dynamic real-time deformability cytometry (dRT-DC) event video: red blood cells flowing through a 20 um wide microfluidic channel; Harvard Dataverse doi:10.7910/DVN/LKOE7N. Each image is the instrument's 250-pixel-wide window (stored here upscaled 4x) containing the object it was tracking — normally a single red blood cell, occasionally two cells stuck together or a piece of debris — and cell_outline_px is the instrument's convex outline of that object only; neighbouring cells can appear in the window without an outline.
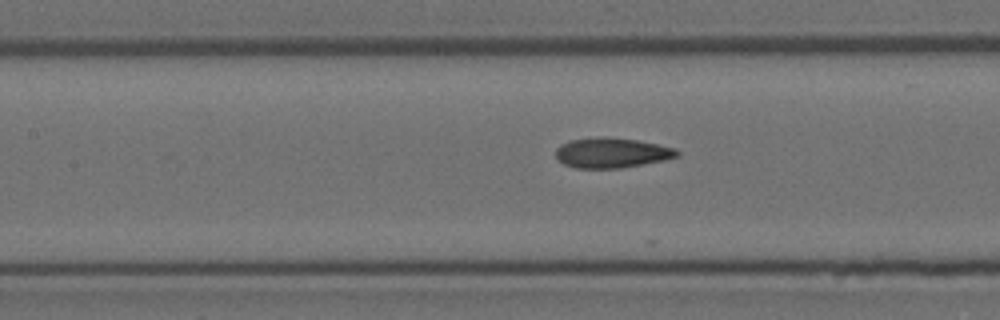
{"species": "Egyptian fruit bat (a non-hibernating species)", "species_latin": "Rousettus aegyptiacus", "temperature_condition": "room temperature", "stored_images_in_passage": 12, "camera_frame_rate_fps": 3000, "um_per_image_px": 0.085, "animal": {"sex": "female"}, "frame": {"image": 1, "passage_image": 9, "time_ms": 2.667, "image_size_px": [1000, 320], "cell_outline_px": [[680, 156], [664, 160], [644, 164], [620, 168], [576, 168], [564, 164], [556, 156], [556, 148], [560, 144], [568, 140], [600, 136], [604, 136], [636, 140], [676, 148], [680, 152]], "centroid_in_image_um": [52.0, 12.98], "position_along_channel_um": 155.4, "area_um2": 21.39}}